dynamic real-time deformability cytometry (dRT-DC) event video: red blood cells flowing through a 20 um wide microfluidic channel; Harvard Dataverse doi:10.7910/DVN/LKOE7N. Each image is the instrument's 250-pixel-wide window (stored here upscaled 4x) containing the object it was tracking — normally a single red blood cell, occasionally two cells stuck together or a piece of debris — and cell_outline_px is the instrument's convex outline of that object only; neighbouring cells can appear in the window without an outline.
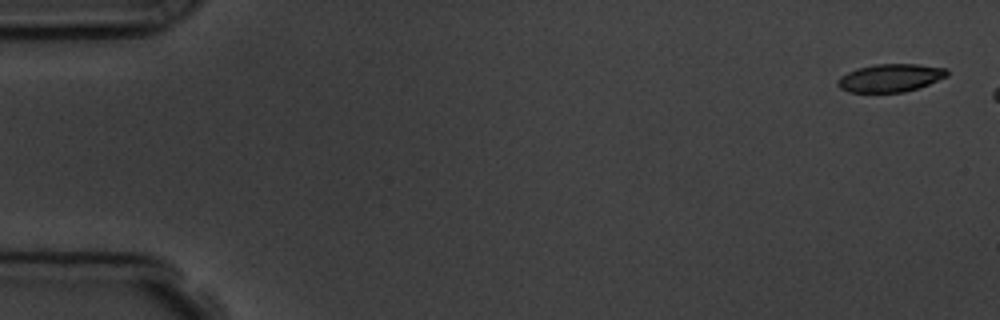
{"species": "common noctule bat (a hibernating species)", "species_latin": "Nyctalus noctula", "temperature_condition": "room temperature", "stored_images_in_passage": 6, "segment_of_instrument_passage": [2, 2], "camera_frame_rate_fps": 3000, "um_per_image_px": 0.085, "animal": {"sex": "male", "body_mass_g": 19.5, "forearm_length_mm": 54.6}, "frame": {"image": 1, "passage_image": 6, "time_ms": 6.333, "image_size_px": [1000, 320], "cell_outline_px": [[948, 76], [920, 88], [904, 92], [848, 92], [840, 88], [836, 84], [836, 80], [840, 76], [856, 68], [876, 64], [920, 64], [948, 68]], "centroid_in_image_um": [75.69, 6.62], "position_along_channel_um": 9.3, "area_um2": 18.09}}